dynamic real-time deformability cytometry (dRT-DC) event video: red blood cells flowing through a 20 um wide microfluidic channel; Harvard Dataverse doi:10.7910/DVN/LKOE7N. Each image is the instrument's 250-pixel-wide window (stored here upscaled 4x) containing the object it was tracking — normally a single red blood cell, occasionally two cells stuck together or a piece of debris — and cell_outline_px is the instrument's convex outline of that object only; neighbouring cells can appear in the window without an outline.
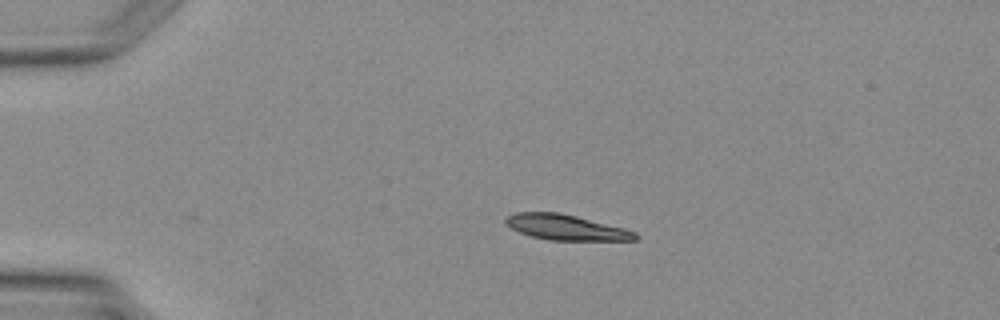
{"species": "Egyptian fruit bat (a non-hibernating species)", "species_latin": "Rousettus aegyptiacus", "temperature_condition": "warm", "stored_images_in_passage": 2, "camera_frame_rate_fps": 3000, "um_per_image_px": 0.085, "animal": {"sex": "female"}, "frame": {"image": 1, "passage_image": 1, "time_ms": 0.0, "image_size_px": [1000, 320], "cell_outline_px": [[640, 236], [636, 240], [548, 240], [532, 236], [520, 232], [512, 228], [504, 220], [508, 216], [516, 212], [560, 212], [624, 228], [636, 232]], "centroid_in_image_um": [48.14, 19.32], "position_along_channel_um": 36.9, "area_um2": 19.02}}